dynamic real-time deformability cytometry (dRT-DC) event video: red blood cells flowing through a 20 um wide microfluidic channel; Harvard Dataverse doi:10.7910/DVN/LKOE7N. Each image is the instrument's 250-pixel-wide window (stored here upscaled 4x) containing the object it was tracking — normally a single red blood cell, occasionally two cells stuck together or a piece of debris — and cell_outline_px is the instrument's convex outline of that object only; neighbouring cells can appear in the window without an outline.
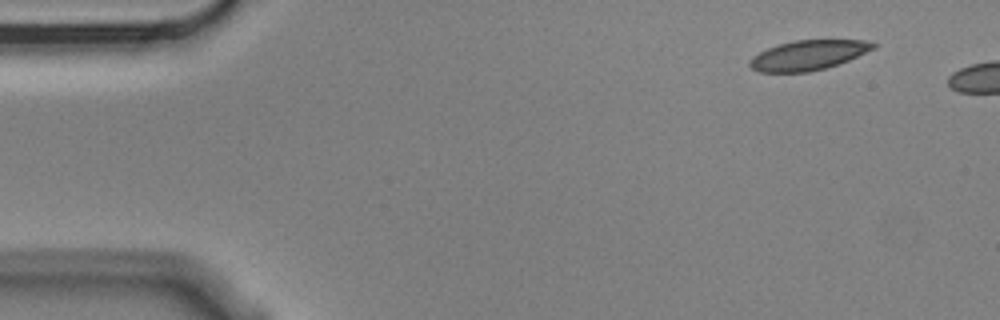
{"species": "Egyptian fruit bat (a non-hibernating species)", "species_latin": "Rousettus aegyptiacus", "temperature_condition": "cold", "stored_images_in_passage": 2, "camera_frame_rate_fps": 3000, "um_per_image_px": 0.085, "animal": {"sex": "male"}, "frame": {"image": 1, "passage_image": 1, "time_ms": 0.0, "image_size_px": [1000, 320], "cell_outline_px": [[876, 48], [848, 60], [828, 68], [808, 72], [760, 72], [752, 68], [748, 64], [748, 60], [752, 56], [768, 48], [780, 44], [796, 40], [864, 40], [876, 44]], "centroid_in_image_um": [68.69, 4.7], "position_along_channel_um": 16.3, "area_um2": 21.39}}